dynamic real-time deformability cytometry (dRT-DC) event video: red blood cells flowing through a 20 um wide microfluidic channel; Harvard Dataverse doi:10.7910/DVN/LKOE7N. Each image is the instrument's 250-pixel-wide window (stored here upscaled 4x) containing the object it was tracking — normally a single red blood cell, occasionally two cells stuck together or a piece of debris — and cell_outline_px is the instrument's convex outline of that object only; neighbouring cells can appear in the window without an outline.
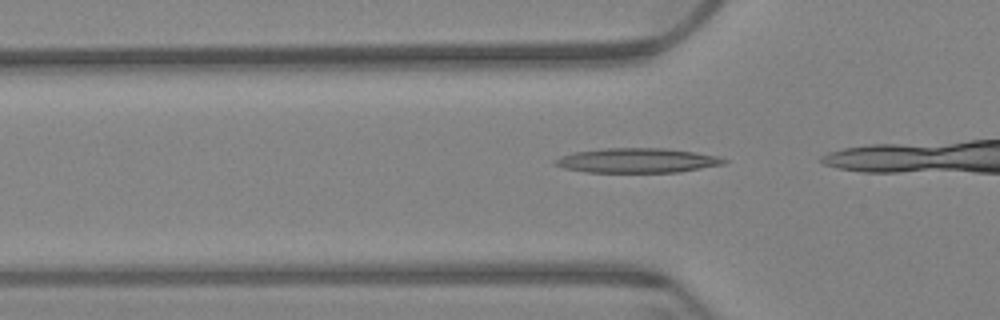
{"species": "Egyptian fruit bat (a non-hibernating species)", "species_latin": "Rousettus aegyptiacus", "temperature_condition": "warm", "stored_images_in_passage": 7, "camera_frame_rate_fps": 3000, "um_per_image_px": 0.085, "animal": {"sex": "female"}, "frame": {"image": 1, "passage_image": 2, "time_ms": 0.333, "image_size_px": [1000, 320], "cell_outline_px": [[728, 160], [724, 164], [680, 172], [588, 172], [564, 168], [552, 164], [552, 160], [576, 152], [604, 148], [668, 148], [720, 156]], "centroid_in_image_um": [54.19, 13.64], "position_along_channel_um": 71.6, "area_um2": 24.22}}
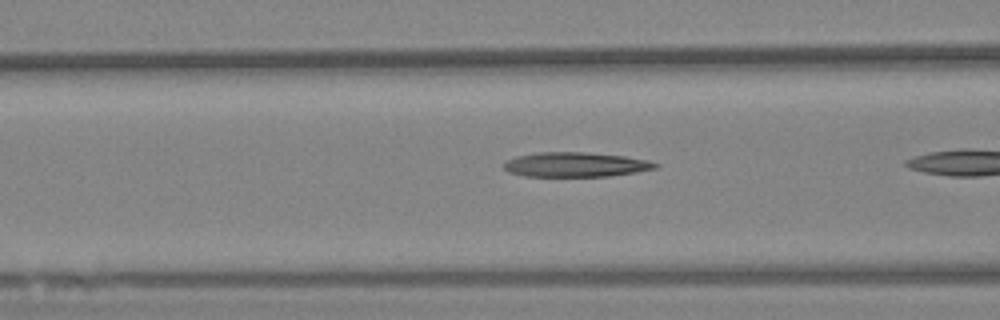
{"frame": {"image": 2, "passage_image": 6, "time_ms": 1.667, "image_size_px": [1000, 320], "cell_outline_px": [[660, 164], [656, 168], [636, 172], [608, 176], [524, 176], [508, 172], [504, 168], [504, 164], [508, 160], [516, 156], [536, 152], [584, 152], [624, 156], [648, 160]], "centroid_in_image_um": [48.92, 13.99], "position_along_channel_um": 117.7, "area_um2": 21.68}}